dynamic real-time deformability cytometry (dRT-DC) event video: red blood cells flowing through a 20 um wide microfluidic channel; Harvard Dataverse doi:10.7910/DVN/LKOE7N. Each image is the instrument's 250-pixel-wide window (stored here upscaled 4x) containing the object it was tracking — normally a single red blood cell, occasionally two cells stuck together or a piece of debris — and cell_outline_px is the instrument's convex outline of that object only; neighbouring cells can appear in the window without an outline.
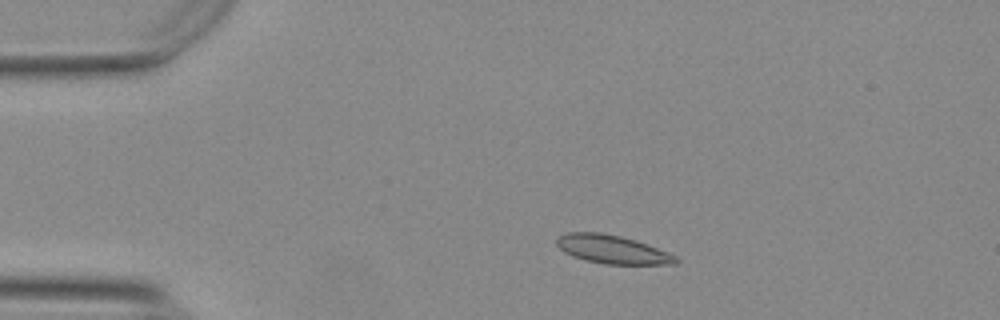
{"species": "Egyptian fruit bat (a non-hibernating species)", "species_latin": "Rousettus aegyptiacus", "temperature_condition": "warm", "stored_images_in_passage": 17, "camera_frame_rate_fps": 3000, "um_per_image_px": 0.085, "animal": {"sex": "female"}, "frame": {"image": 1, "passage_image": 9, "time_ms": 2.667, "image_size_px": [1000, 320], "cell_outline_px": [[680, 260], [676, 264], [604, 264], [572, 256], [564, 252], [556, 244], [556, 240], [560, 236], [568, 232], [600, 232], [620, 236], [636, 240], [676, 256]], "centroid_in_image_um": [52.04, 21.2], "position_along_channel_um": 33.0, "area_um2": 19.54}}
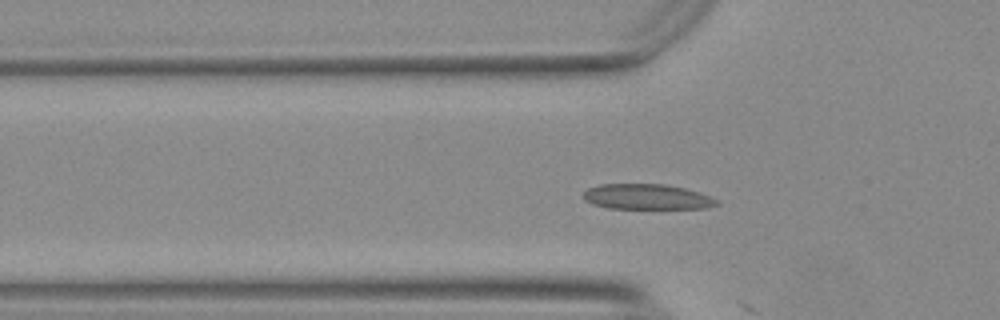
{"frame": {"image": 2, "passage_image": 16, "time_ms": 5.0, "image_size_px": [1000, 320], "cell_outline_px": [[720, 204], [708, 208], [608, 208], [592, 204], [584, 200], [584, 192], [588, 188], [600, 184], [664, 184], [684, 188], [700, 192], [716, 200]], "centroid_in_image_um": [54.97, 16.72], "position_along_channel_um": 70.8, "area_um2": 19.59}}